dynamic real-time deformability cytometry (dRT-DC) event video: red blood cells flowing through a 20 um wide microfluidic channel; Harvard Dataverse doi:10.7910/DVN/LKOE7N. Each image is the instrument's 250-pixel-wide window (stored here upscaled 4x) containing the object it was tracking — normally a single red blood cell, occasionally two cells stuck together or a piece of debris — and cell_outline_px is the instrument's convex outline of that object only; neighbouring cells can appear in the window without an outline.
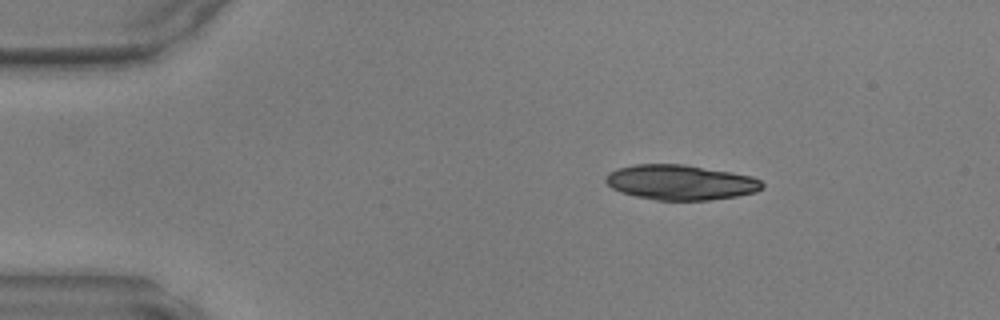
{"species": "common noctule bat (a hibernating species)", "species_latin": "Nyctalus noctula", "temperature_condition": "warm", "stored_images_in_passage": 40, "camera_frame_rate_fps": 3000, "um_per_image_px": 0.085, "animal": {"sex": "male", "body_mass_g": 17.9, "forearm_length_mm": 54.2}, "frame": {"image": 1, "passage_image": 1, "time_ms": 0.0, "image_size_px": [1000, 320], "cell_outline_px": [[764, 188], [756, 192], [736, 196], [708, 200], [656, 200], [636, 196], [620, 192], [612, 188], [604, 180], [604, 176], [608, 172], [616, 168], [636, 164], [684, 164], [732, 172], [752, 176], [760, 180], [764, 184]], "centroid_in_image_um": [57.83, 15.49], "position_along_channel_um": 27.2, "area_um2": 32.19}}